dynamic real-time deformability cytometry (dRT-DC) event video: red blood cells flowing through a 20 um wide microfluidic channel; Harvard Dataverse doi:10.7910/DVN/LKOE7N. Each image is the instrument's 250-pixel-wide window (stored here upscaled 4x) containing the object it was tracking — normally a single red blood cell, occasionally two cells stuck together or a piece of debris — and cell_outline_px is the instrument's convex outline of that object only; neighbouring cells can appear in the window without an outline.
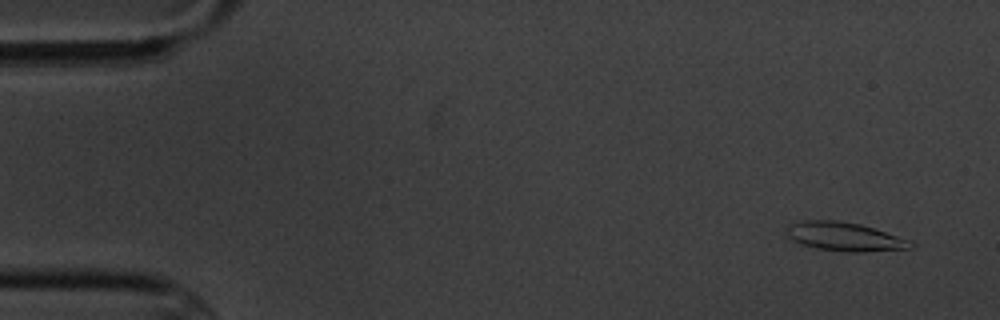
{"species": "common noctule bat (a hibernating species)", "species_latin": "Nyctalus noctula", "temperature_condition": "cold", "stored_images_in_passage": 4, "camera_frame_rate_fps": 3000, "um_per_image_px": 0.085, "animal": {"sex": "male", "body_mass_g": 20.1, "forearm_length_mm": 53.5}, "frame": {"image": 1, "passage_image": 4, "time_ms": 4.333, "image_size_px": [1000, 320], "cell_outline_px": [[916, 248], [864, 252], [844, 252], [820, 248], [804, 244], [792, 240], [788, 236], [788, 224], [804, 220], [836, 220], [860, 224], [908, 240], [916, 244]], "centroid_in_image_um": [71.82, 20.12], "position_along_channel_um": 13.2, "area_um2": 20.52}}